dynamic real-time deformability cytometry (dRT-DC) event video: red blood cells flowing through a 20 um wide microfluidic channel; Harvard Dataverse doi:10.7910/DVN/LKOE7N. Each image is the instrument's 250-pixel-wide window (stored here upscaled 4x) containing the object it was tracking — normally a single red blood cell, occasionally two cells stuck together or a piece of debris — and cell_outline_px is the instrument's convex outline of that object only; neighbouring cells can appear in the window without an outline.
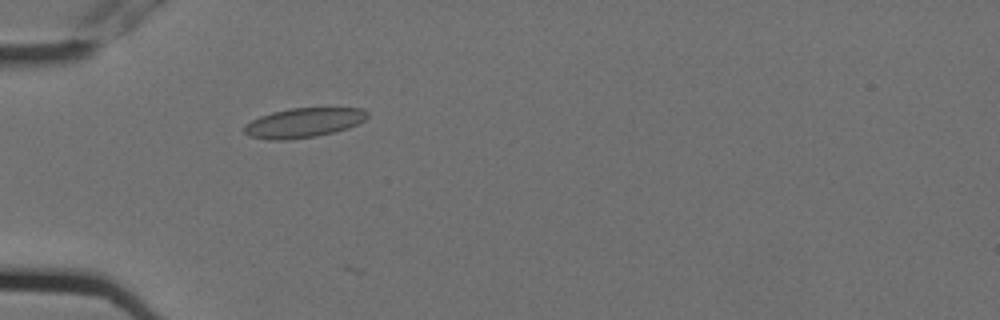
{"species": "Egyptian fruit bat (a non-hibernating species)", "species_latin": "Rousettus aegyptiacus", "temperature_condition": "cold", "stored_images_in_passage": 6, "camera_frame_rate_fps": 3000, "um_per_image_px": 0.085, "animal": {"sex": "female"}, "frame": {"image": 1, "passage_image": 6, "time_ms": 1.667, "image_size_px": [1000, 320], "cell_outline_px": [[368, 116], [364, 120], [348, 128], [336, 132], [316, 136], [288, 140], [268, 140], [248, 136], [244, 132], [244, 124], [260, 116], [272, 112], [292, 108], [364, 108], [368, 112]], "centroid_in_image_um": [25.79, 10.44], "position_along_channel_um": 59.2, "area_um2": 21.33}}